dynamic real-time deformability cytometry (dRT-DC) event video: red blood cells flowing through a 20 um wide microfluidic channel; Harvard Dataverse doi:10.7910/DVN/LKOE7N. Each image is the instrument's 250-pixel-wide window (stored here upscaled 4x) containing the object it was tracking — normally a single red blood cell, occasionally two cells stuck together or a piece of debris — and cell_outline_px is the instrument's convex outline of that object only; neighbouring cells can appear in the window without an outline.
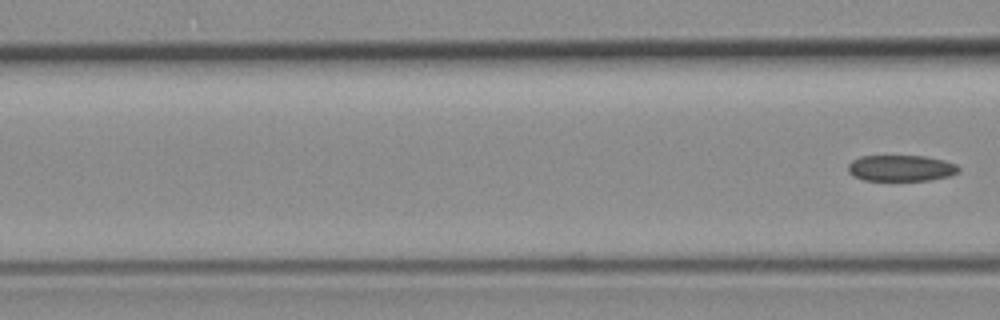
{"species": "common noctule bat (a hibernating species)", "species_latin": "Nyctalus noctula", "temperature_condition": "room temperature", "stored_images_in_passage": 3, "segment_of_instrument_passage": [2, 2], "camera_frame_rate_fps": 3000, "um_per_image_px": 0.085, "animal": {"sex": "female", "body_mass_g": 19.3, "forearm_length_mm": 54.1}, "frame": {"image": 1, "passage_image": 3, "time_ms": 0.667, "image_size_px": [1000, 320], "cell_outline_px": [[960, 172], [948, 176], [928, 180], [864, 180], [852, 176], [848, 172], [848, 164], [852, 160], [860, 156], [924, 156], [944, 160], [956, 164], [960, 168]], "centroid_in_image_um": [76.57, 14.29], "position_along_channel_um": 90.0, "area_um2": 16.88}}